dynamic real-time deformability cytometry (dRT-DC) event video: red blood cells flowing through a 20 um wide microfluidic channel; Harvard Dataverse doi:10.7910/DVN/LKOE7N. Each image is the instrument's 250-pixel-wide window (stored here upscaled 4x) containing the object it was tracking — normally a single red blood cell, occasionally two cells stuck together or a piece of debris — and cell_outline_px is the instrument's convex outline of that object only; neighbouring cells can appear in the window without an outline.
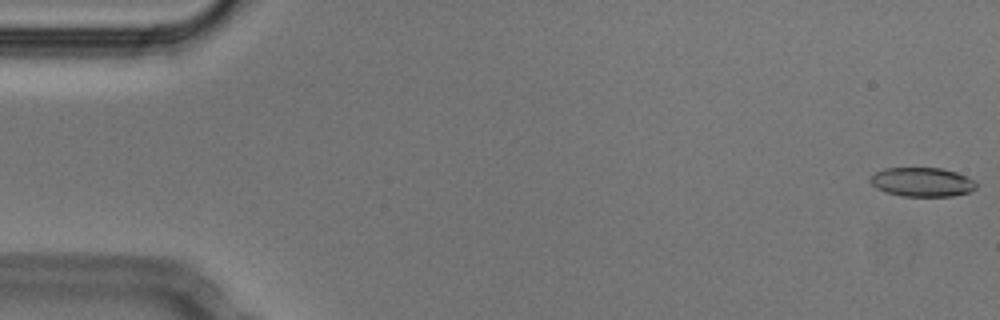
{"species": "Egyptian fruit bat (a non-hibernating species)", "species_latin": "Rousettus aegyptiacus", "temperature_condition": "cold", "stored_images_in_passage": 52, "camera_frame_rate_fps": 3000, "um_per_image_px": 0.085, "animal": {"sex": "male"}, "frame": {"image": 1, "passage_image": 1, "time_ms": 0.0, "image_size_px": [1000, 320], "cell_outline_px": [[976, 188], [972, 192], [952, 196], [904, 196], [888, 192], [876, 188], [868, 180], [876, 172], [884, 168], [940, 168], [956, 172], [976, 180]], "centroid_in_image_um": [78.42, 15.47], "position_along_channel_um": 6.6, "area_um2": 17.98}}
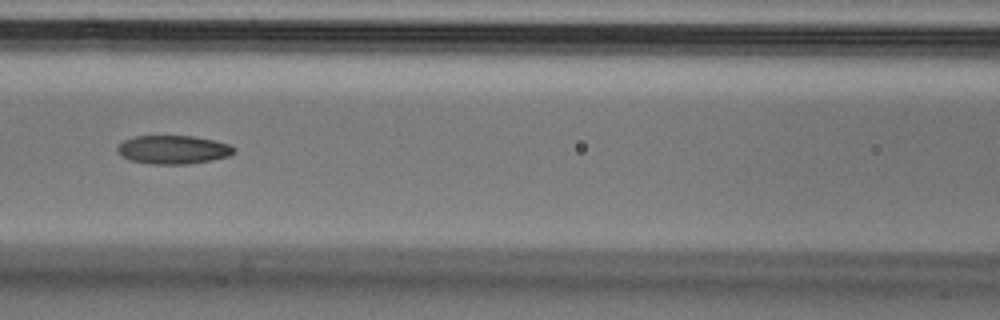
{"frame": {"image": 2, "passage_image": 23, "time_ms": 7.333, "image_size_px": [1000, 320], "cell_outline_px": [[236, 152], [228, 156], [212, 160], [188, 164], [152, 164], [128, 160], [120, 156], [116, 148], [124, 140], [136, 136], [192, 136], [212, 140], [228, 144], [236, 148]], "centroid_in_image_um": [14.7, 12.73], "position_along_channel_um": 151.9, "area_um2": 19.42}}
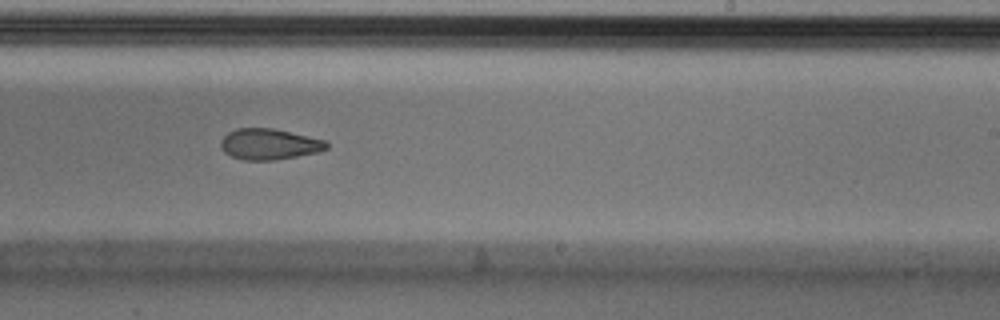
{"frame": {"image": 3, "passage_image": 32, "time_ms": 10.333, "image_size_px": [1000, 320], "cell_outline_px": [[328, 148], [316, 152], [276, 160], [244, 160], [232, 156], [224, 152], [220, 144], [220, 140], [228, 132], [236, 128], [272, 128], [324, 140], [328, 144]], "centroid_in_image_um": [22.84, 12.25], "position_along_channel_um": 266.2, "area_um2": 18.84}, "authors_computed_cell_mechanics": {"area_um2": 19.6809, "velocity_mm_per_s": 3.8128, "shape_relaxation_time_tau1_ms": null, "shape_relaxation_time_tau2_ms": 2.9548, "deformation_change_tau1": null, "deformation_change_tau2": 0.0908}}